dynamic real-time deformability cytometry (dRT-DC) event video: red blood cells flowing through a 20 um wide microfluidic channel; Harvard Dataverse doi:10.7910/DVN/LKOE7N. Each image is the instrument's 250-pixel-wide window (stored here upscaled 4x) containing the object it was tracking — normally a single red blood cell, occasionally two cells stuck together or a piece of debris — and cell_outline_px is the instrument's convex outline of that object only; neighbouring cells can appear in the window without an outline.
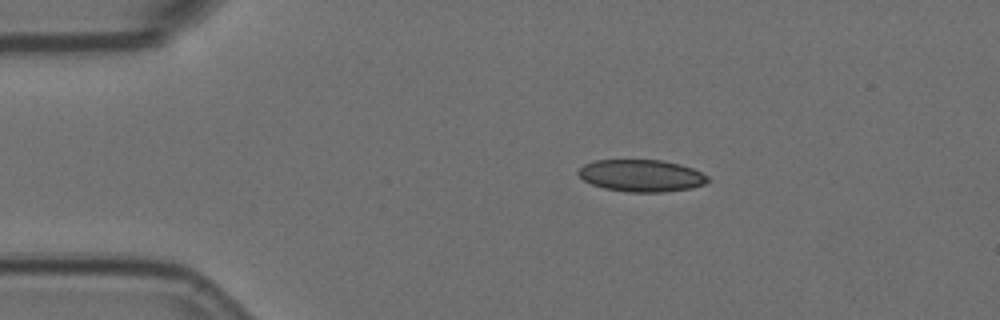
{"species": "Egyptian fruit bat (a non-hibernating species)", "species_latin": "Rousettus aegyptiacus", "temperature_condition": "room temperature", "stored_images_in_passage": 13, "camera_frame_rate_fps": 3000, "um_per_image_px": 0.085, "animal": {"sex": "female"}, "frame": {"image": 1, "passage_image": 1, "time_ms": 0.0, "image_size_px": [1000, 320], "cell_outline_px": [[708, 180], [704, 184], [692, 188], [664, 192], [628, 192], [604, 188], [592, 184], [584, 180], [576, 172], [584, 164], [596, 160], [660, 160], [680, 164], [692, 168], [708, 176]], "centroid_in_image_um": [54.51, 14.93], "position_along_channel_um": 30.5, "area_um2": 24.1}}
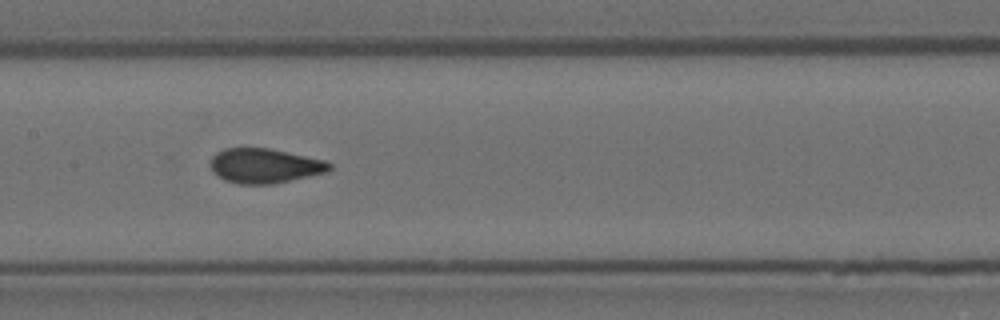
{"frame": {"image": 2, "passage_image": 6, "time_ms": 1.667, "image_size_px": [1000, 320], "cell_outline_px": [[332, 168], [328, 172], [272, 184], [240, 184], [224, 180], [216, 176], [212, 172], [208, 164], [212, 156], [216, 152], [224, 148], [268, 148], [324, 160], [332, 164]], "centroid_in_image_um": [22.44, 14.09], "position_along_channel_um": 185.0, "area_um2": 24.22}}
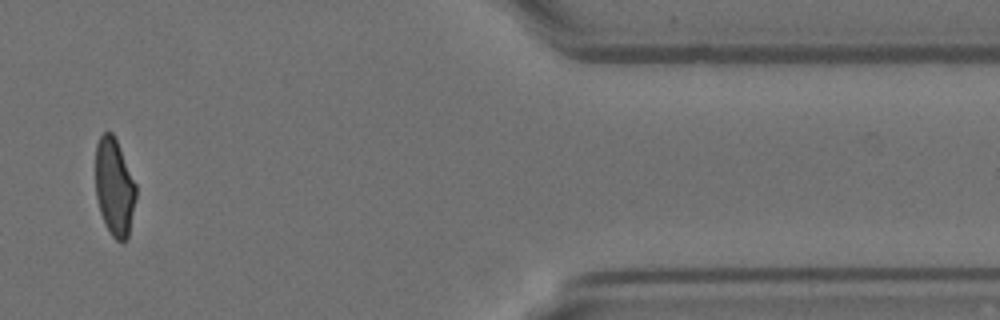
{"frame": {"image": 3, "passage_image": 11, "time_ms": 3.333, "image_size_px": [1000, 320], "cell_outline_px": [[136, 196], [128, 236], [124, 240], [116, 240], [112, 236], [100, 212], [96, 196], [96, 144], [100, 136], [104, 132], [112, 132], [120, 148], [136, 184]], "centroid_in_image_um": [9.72, 15.87], "position_along_channel_um": 401.7, "area_um2": 22.6}}